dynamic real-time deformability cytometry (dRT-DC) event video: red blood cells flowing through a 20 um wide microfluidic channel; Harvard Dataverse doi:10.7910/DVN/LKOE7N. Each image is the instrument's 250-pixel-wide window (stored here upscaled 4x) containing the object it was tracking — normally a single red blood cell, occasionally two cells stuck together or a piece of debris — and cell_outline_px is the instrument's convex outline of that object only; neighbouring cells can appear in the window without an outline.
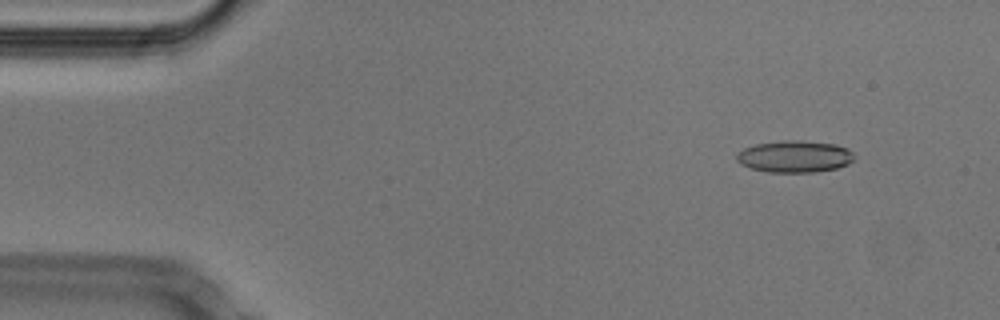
{"species": "Egyptian fruit bat (a non-hibernating species)", "species_latin": "Rousettus aegyptiacus", "temperature_condition": "cold", "stored_images_in_passage": 52, "camera_frame_rate_fps": 3000, "um_per_image_px": 0.085, "animal": {"sex": "male"}, "frame": {"image": 1, "passage_image": 5, "time_ms": 1.333, "image_size_px": [1000, 320], "cell_outline_px": [[856, 156], [848, 164], [836, 168], [816, 172], [768, 172], [752, 168], [740, 164], [736, 160], [736, 152], [744, 148], [756, 144], [784, 140], [800, 140], [836, 144], [848, 148]], "centroid_in_image_um": [67.54, 13.3], "position_along_channel_um": 17.5, "area_um2": 21.96}}
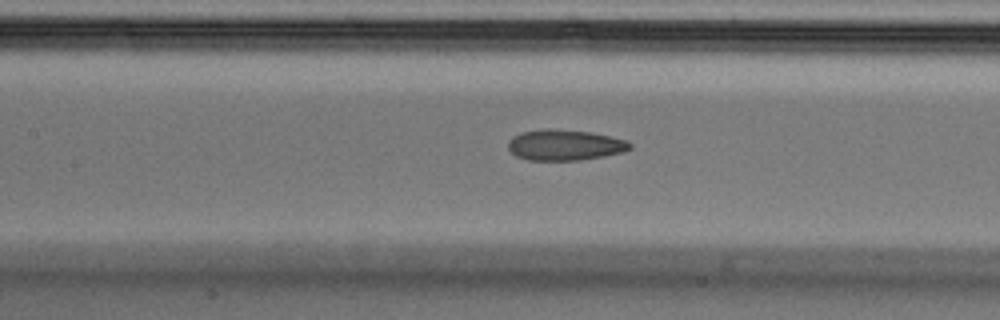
{"frame": {"image": 2, "passage_image": 23, "time_ms": 7.333, "image_size_px": [1000, 320], "cell_outline_px": [[632, 148], [624, 152], [604, 156], [580, 160], [528, 160], [516, 156], [508, 148], [508, 140], [512, 136], [520, 132], [544, 128], [548, 128], [592, 132], [628, 140], [632, 144]], "centroid_in_image_um": [48.01, 12.31], "position_along_channel_um": 159.4, "area_um2": 22.14}}
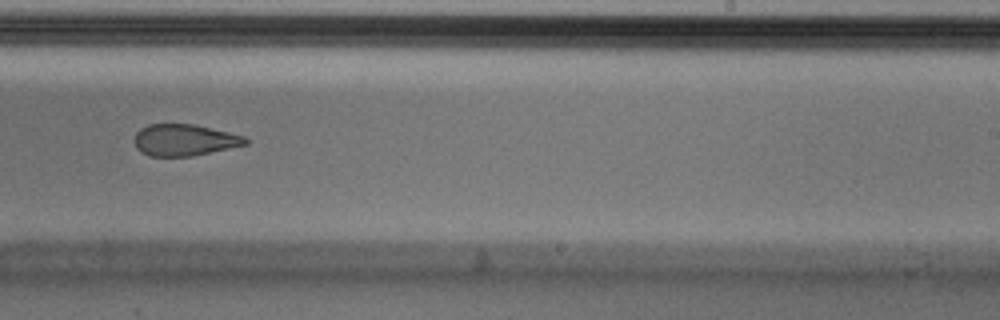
{"frame": {"image": 3, "passage_image": 32, "time_ms": 10.333, "image_size_px": [1000, 320], "cell_outline_px": [[248, 144], [192, 156], [148, 156], [140, 152], [136, 148], [136, 132], [140, 128], [148, 124], [196, 124], [244, 136], [248, 140]], "centroid_in_image_um": [15.67, 11.9], "position_along_channel_um": 273.3, "area_um2": 20.4}, "authors_computed_cell_mechanics": {"area_um2": 22.1952, "velocity_mm_per_s": 3.8084, "shape_relaxation_time_tau1_ms": 10.9458, "shape_relaxation_time_tau2_ms": 2.5044, "deformation_change_tau1": 0.2091, "deformation_change_tau2": 0.1034}}